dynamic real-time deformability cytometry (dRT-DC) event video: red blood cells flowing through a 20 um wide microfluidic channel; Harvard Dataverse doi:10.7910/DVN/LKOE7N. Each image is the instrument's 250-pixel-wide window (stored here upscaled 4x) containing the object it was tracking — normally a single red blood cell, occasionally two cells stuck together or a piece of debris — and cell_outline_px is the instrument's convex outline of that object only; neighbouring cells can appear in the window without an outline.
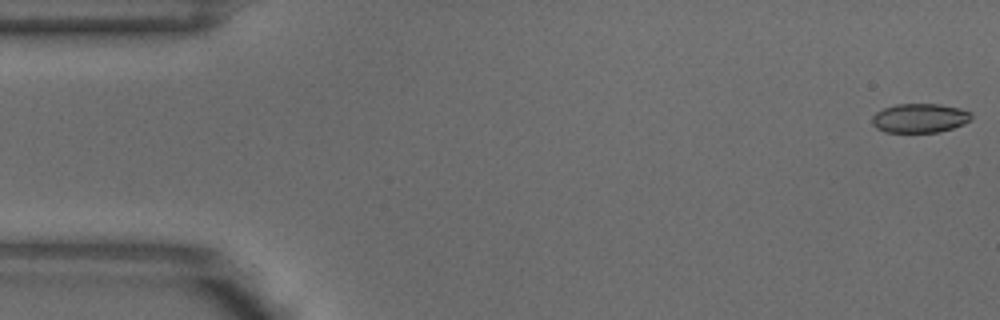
{"species": "common noctule bat (a hibernating species)", "species_latin": "Nyctalus noctula", "temperature_condition": "warm", "stored_images_in_passage": 6, "camera_frame_rate_fps": 3000, "um_per_image_px": 0.085, "animal": {"sex": "male", "body_mass_g": 18.8}, "frame": {"image": 1, "passage_image": 1, "time_ms": 0.0, "image_size_px": [1000, 320], "cell_outline_px": [[972, 120], [964, 124], [952, 128], [936, 132], [884, 132], [876, 128], [872, 124], [872, 116], [876, 112], [884, 108], [896, 104], [940, 104], [960, 108], [972, 112]], "centroid_in_image_um": [78.19, 10.03], "position_along_channel_um": 6.8, "area_um2": 16.99}}
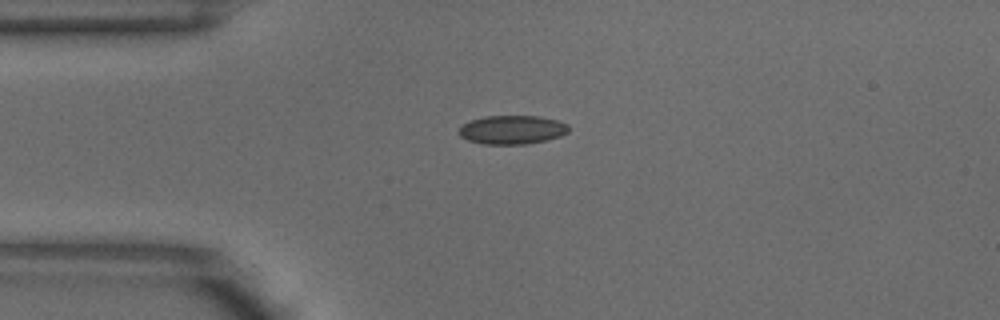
{"frame": {"image": 2, "passage_image": 4, "time_ms": 1.0, "image_size_px": [1000, 320], "cell_outline_px": [[568, 132], [560, 136], [544, 140], [524, 144], [484, 144], [468, 140], [460, 136], [456, 132], [460, 124], [484, 116], [540, 116], [556, 120], [568, 124]], "centroid_in_image_um": [43.47, 11.02], "position_along_channel_um": 41.5, "area_um2": 18.44}}
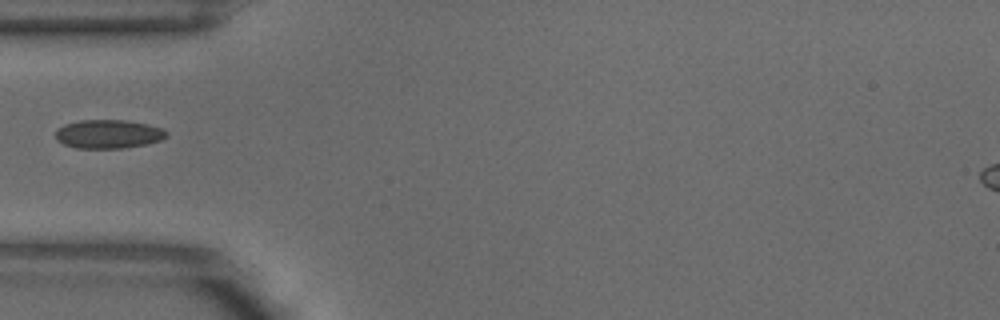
{"frame": {"image": 3, "passage_image": 5, "time_ms": 1.333, "image_size_px": [1000, 320], "cell_outline_px": [[168, 136], [160, 140], [148, 144], [124, 148], [76, 148], [64, 144], [56, 140], [56, 132], [64, 124], [80, 120], [124, 120], [148, 124], [164, 128], [168, 132]], "centroid_in_image_um": [9.25, 11.39], "position_along_channel_um": 75.7, "area_um2": 18.67}}